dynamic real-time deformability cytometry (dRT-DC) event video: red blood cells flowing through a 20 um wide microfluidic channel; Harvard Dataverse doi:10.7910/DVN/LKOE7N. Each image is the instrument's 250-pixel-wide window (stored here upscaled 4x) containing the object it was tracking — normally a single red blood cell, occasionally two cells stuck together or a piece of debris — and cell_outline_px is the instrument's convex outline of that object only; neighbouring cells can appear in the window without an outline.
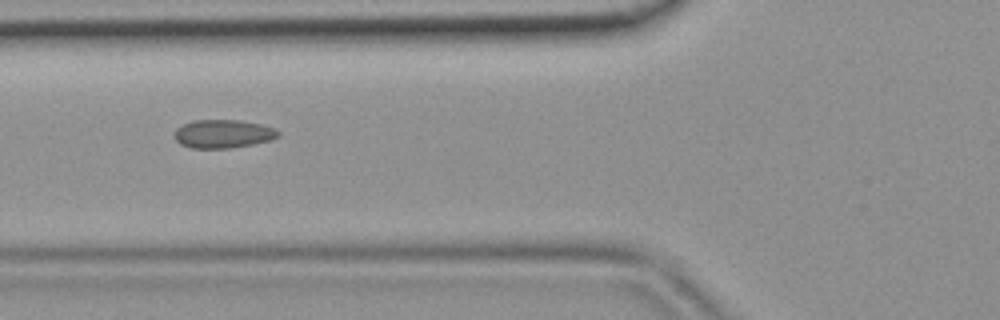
{"species": "common noctule bat (a hibernating species)", "species_latin": "Nyctalus noctula", "temperature_condition": "room temperature", "stored_images_in_passage": 35, "camera_frame_rate_fps": 3000, "um_per_image_px": 0.085, "animal": {"sex": "female", "body_mass_g": 19.9}, "frame": {"image": 1, "passage_image": 7, "time_ms": 2.0, "image_size_px": [1000, 320], "cell_outline_px": [[280, 136], [272, 140], [232, 148], [188, 148], [180, 144], [172, 136], [176, 128], [192, 120], [240, 120], [260, 124], [272, 128], [280, 132]], "centroid_in_image_um": [18.93, 11.38], "position_along_channel_um": 106.9, "area_um2": 17.34}}
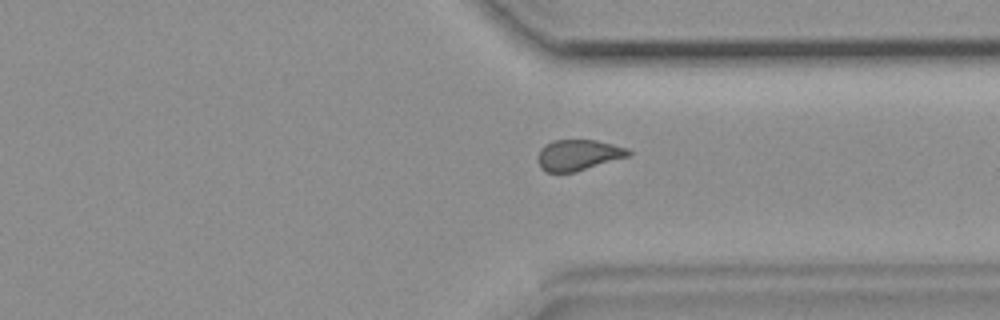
{"frame": {"image": 2, "passage_image": 24, "time_ms": 7.667, "image_size_px": [1000, 320], "cell_outline_px": [[632, 156], [576, 172], [544, 172], [540, 168], [536, 160], [536, 156], [540, 148], [544, 144], [552, 140], [596, 140], [628, 148], [632, 152]], "centroid_in_image_um": [49.14, 13.18], "position_along_channel_um": 362.3, "area_um2": 16.82}}
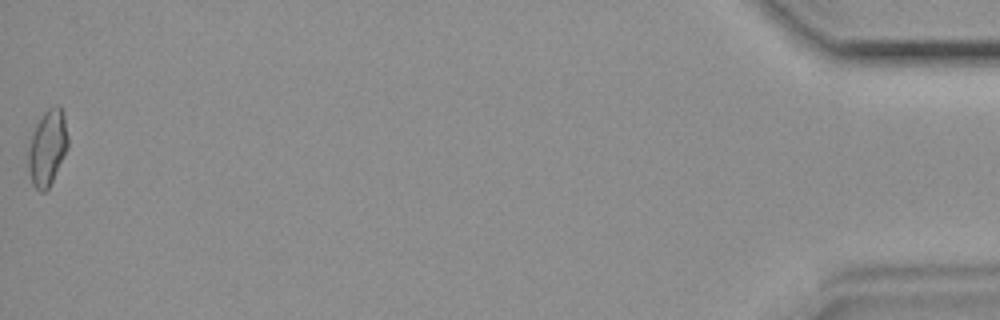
{"frame": {"image": 3, "passage_image": 35, "time_ms": 11.333, "image_size_px": [1000, 320], "cell_outline_px": [[68, 148], [48, 188], [44, 192], [40, 192], [32, 184], [28, 172], [28, 148], [32, 132], [36, 124], [44, 112], [48, 108], [56, 104], [60, 104], [64, 116], [68, 136]], "centroid_in_image_um": [4.02, 12.53], "position_along_channel_um": 431.2, "area_um2": 17.63}}